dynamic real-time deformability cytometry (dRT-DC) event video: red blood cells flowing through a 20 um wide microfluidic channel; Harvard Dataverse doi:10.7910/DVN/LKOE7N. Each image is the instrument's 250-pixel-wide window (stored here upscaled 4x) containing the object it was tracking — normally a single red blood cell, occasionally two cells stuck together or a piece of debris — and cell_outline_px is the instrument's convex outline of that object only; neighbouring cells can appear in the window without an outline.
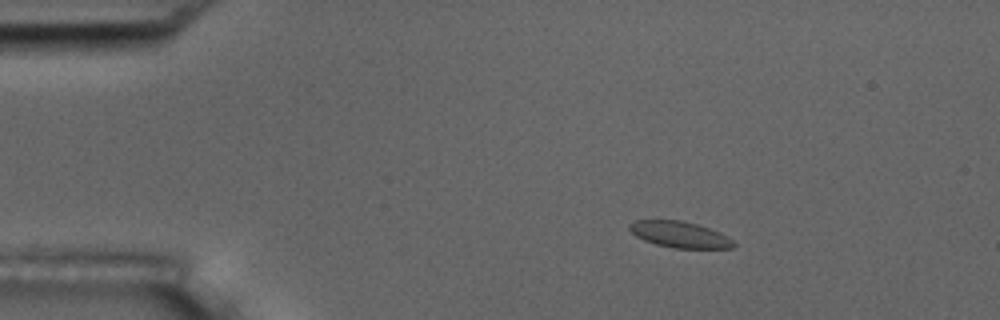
{"species": "common noctule bat (a hibernating species)", "species_latin": "Nyctalus noctula", "temperature_condition": "room temperature", "stored_images_in_passage": 48, "camera_frame_rate_fps": 3000, "um_per_image_px": 0.085, "animal": {"sex": "male", "body_mass_g": 17.5, "forearm_length_mm": 52.3}, "frame": {"image": 1, "passage_image": 1, "time_ms": 0.0, "image_size_px": [1000, 320], "cell_outline_px": [[736, 244], [732, 248], [672, 248], [656, 244], [644, 240], [636, 236], [628, 228], [628, 224], [636, 220], [680, 220], [696, 224], [720, 232], [732, 240]], "centroid_in_image_um": [57.75, 19.93], "position_along_channel_um": 27.2, "area_um2": 15.78}}
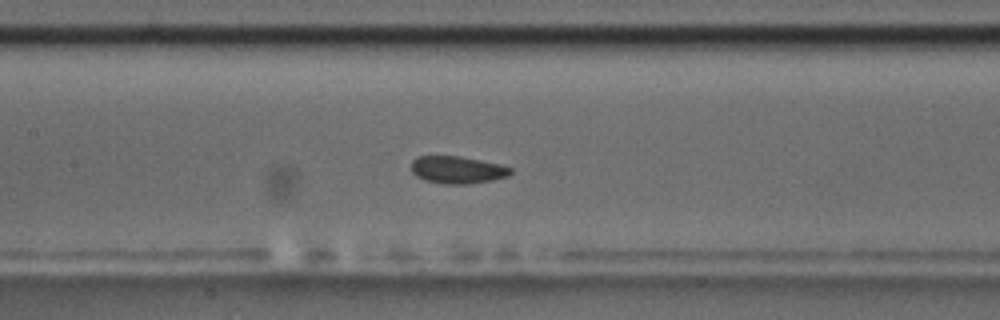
{"frame": {"image": 2, "passage_image": 18, "time_ms": 5.667, "image_size_px": [1000, 320], "cell_outline_px": [[512, 172], [508, 176], [492, 180], [468, 184], [444, 184], [424, 180], [416, 176], [412, 172], [412, 160], [416, 156], [460, 156], [500, 164], [512, 168]], "centroid_in_image_um": [38.87, 14.43], "position_along_channel_um": 168.5, "area_um2": 15.9}}
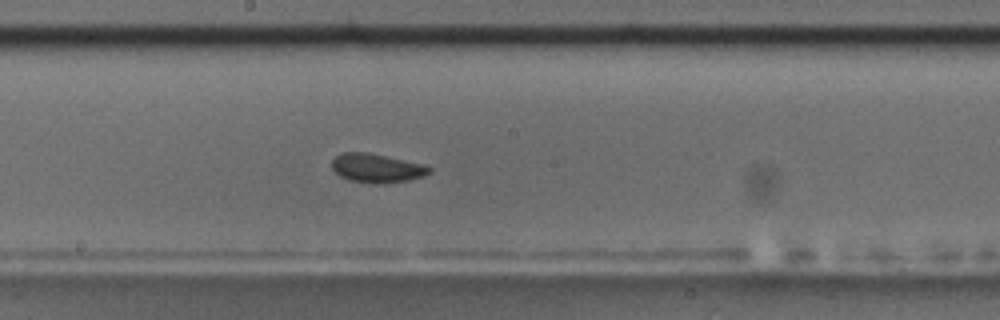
{"frame": {"image": 3, "passage_image": 22, "time_ms": 7.0, "image_size_px": [1000, 320], "cell_outline_px": [[432, 172], [424, 176], [408, 180], [380, 184], [372, 184], [348, 180], [340, 176], [332, 168], [332, 160], [340, 152], [368, 152], [424, 164], [432, 168]], "centroid_in_image_um": [32.03, 14.29], "position_along_channel_um": 216.2, "area_um2": 16.59}, "authors_computed_cell_mechanics": {"area_um2": 15.9817, "velocity_mm_per_s": 3.6001, "shape_relaxation_time_tau1_ms": null, "shape_relaxation_time_tau2_ms": 2.7414, "deformation_change_tau1": null, "deformation_change_tau2": 0.0738}}